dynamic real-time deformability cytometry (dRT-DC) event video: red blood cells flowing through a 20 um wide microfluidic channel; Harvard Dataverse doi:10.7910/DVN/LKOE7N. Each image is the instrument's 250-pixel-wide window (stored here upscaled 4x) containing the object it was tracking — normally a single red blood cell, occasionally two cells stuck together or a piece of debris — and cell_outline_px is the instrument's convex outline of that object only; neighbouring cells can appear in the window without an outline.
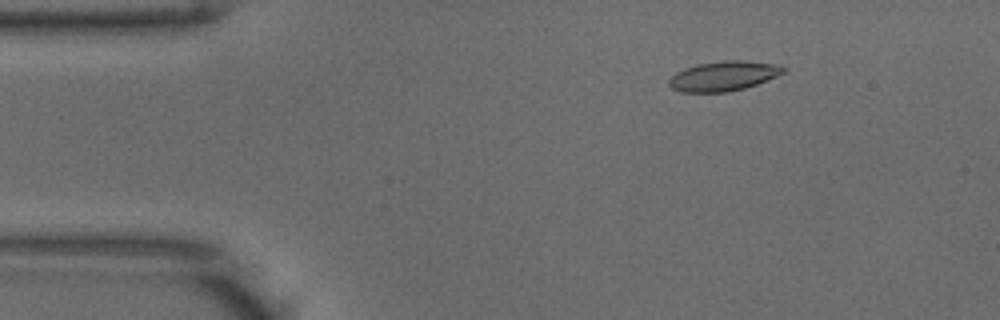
{"species": "common noctule bat (a hibernating species)", "species_latin": "Nyctalus noctula", "temperature_condition": "warm", "stored_images_in_passage": 36, "camera_frame_rate_fps": 3000, "um_per_image_px": 0.085, "animal": {"sex": "male", "body_mass_g": 18.8}, "frame": {"image": 1, "passage_image": 7, "time_ms": 2.0, "image_size_px": [1000, 320], "cell_outline_px": [[784, 72], [776, 76], [756, 84], [744, 88], [728, 92], [680, 92], [672, 88], [668, 84], [668, 80], [676, 72], [700, 64], [728, 60], [744, 60], [772, 64], [784, 68]], "centroid_in_image_um": [61.46, 6.48], "position_along_channel_um": 23.5, "area_um2": 19.36}}
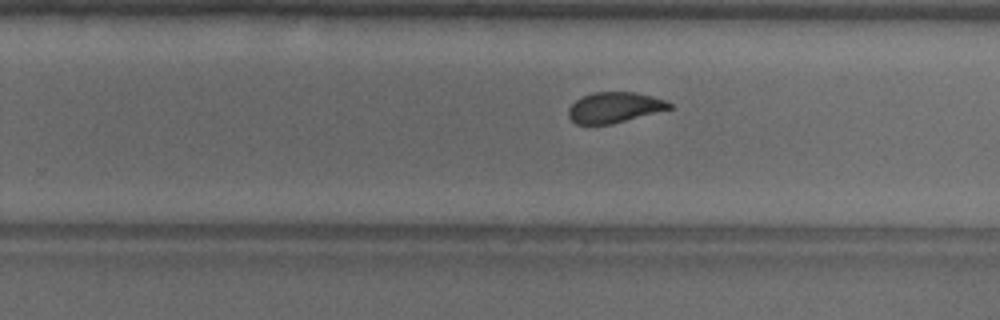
{"frame": {"image": 2, "passage_image": 31, "time_ms": 10.0, "image_size_px": [1000, 320], "cell_outline_px": [[672, 108], [612, 124], [576, 124], [568, 116], [568, 108], [580, 96], [592, 92], [636, 92], [652, 96], [664, 100], [672, 104]], "centroid_in_image_um": [52.2, 9.12], "position_along_channel_um": 277.6, "area_um2": 17.98}}
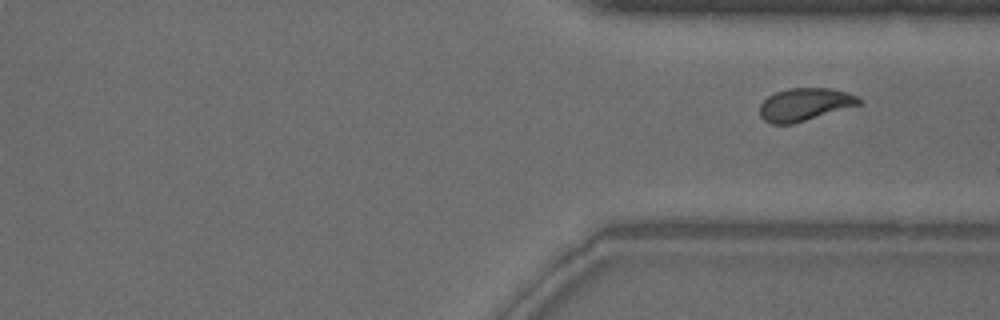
{"frame": {"image": 3, "passage_image": 36, "time_ms": 11.667, "image_size_px": [1000, 320], "cell_outline_px": [[864, 104], [792, 124], [772, 124], [764, 120], [760, 116], [760, 104], [768, 96], [776, 92], [788, 88], [832, 88], [848, 92], [864, 100]], "centroid_in_image_um": [68.46, 8.87], "position_along_channel_um": 342.9, "area_um2": 19.19}}